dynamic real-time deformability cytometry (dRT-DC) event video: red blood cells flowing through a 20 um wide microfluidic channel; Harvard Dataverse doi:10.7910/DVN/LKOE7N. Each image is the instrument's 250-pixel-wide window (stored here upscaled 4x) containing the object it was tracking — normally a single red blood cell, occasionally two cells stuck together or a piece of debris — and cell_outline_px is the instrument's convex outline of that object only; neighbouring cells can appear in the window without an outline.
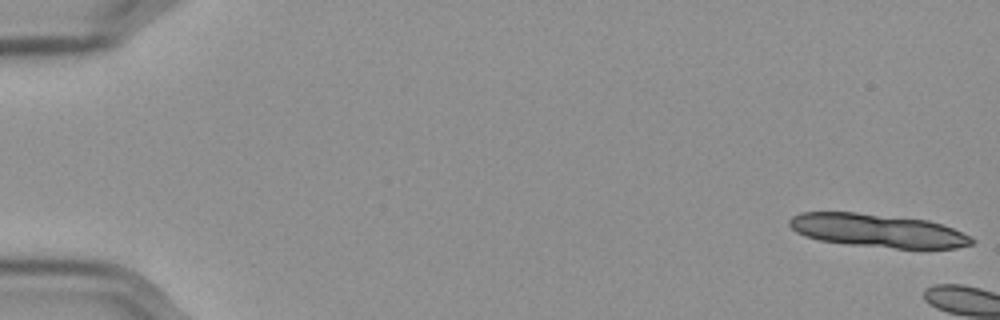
{"species": "Egyptian fruit bat (a non-hibernating species)", "species_latin": "Rousettus aegyptiacus", "temperature_condition": "cold", "stored_images_in_passage": 10, "camera_frame_rate_fps": 3000, "um_per_image_px": 0.085, "frame": {"image": 1, "passage_image": 1, "time_ms": 0.0, "image_size_px": [1000, 320], "cell_outline_px": [[976, 240], [972, 244], [956, 248], [896, 248], [848, 244], [820, 240], [804, 236], [796, 232], [788, 224], [788, 220], [792, 216], [800, 212], [856, 212], [928, 220], [952, 228], [972, 236]], "centroid_in_image_um": [74.6, 19.59], "position_along_channel_um": 10.4, "area_um2": 35.37}}